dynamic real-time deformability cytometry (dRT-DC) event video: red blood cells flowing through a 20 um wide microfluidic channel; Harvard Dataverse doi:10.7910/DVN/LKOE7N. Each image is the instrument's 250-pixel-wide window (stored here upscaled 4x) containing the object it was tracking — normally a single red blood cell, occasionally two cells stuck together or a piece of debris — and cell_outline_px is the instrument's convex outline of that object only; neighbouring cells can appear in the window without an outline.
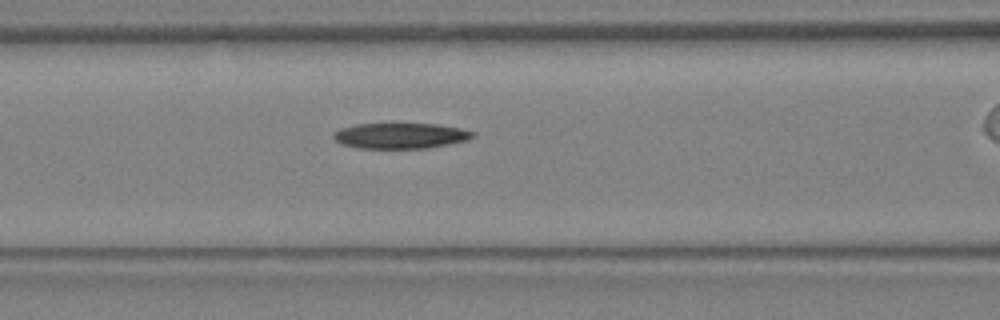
{"species": "Egyptian fruit bat (a non-hibernating species)", "species_latin": "Rousettus aegyptiacus", "temperature_condition": "warm", "stored_images_in_passage": 11, "camera_frame_rate_fps": 3000, "um_per_image_px": 0.085, "animal": {"sex": "female"}, "frame": {"image": 1, "passage_image": 8, "time_ms": 2.333, "image_size_px": [1000, 320], "cell_outline_px": [[476, 136], [468, 140], [428, 148], [356, 148], [340, 144], [332, 136], [332, 132], [340, 128], [356, 124], [436, 124], [460, 128], [476, 132]], "centroid_in_image_um": [34.03, 11.54], "position_along_channel_um": 132.6, "area_um2": 20.92}}
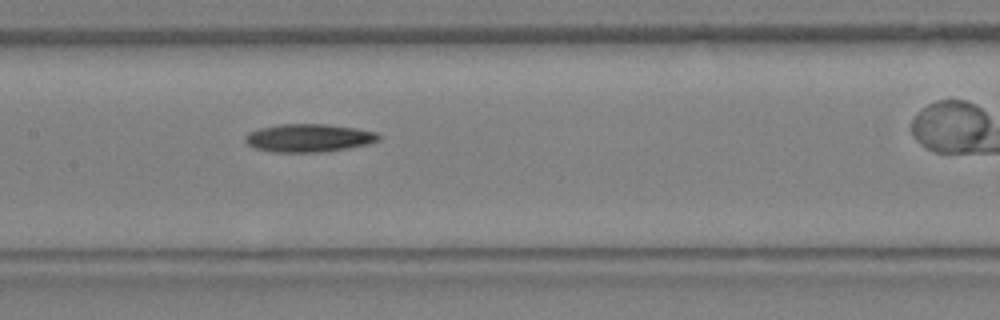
{"frame": {"image": 2, "passage_image": 10, "time_ms": 3.0, "image_size_px": [1000, 320], "cell_outline_px": [[380, 140], [368, 144], [348, 148], [324, 152], [272, 152], [256, 148], [248, 144], [244, 140], [244, 136], [248, 132], [260, 128], [280, 124], [324, 124], [356, 128], [376, 132], [380, 136]], "centroid_in_image_um": [26.24, 11.73], "position_along_channel_um": 181.2, "area_um2": 21.85}}